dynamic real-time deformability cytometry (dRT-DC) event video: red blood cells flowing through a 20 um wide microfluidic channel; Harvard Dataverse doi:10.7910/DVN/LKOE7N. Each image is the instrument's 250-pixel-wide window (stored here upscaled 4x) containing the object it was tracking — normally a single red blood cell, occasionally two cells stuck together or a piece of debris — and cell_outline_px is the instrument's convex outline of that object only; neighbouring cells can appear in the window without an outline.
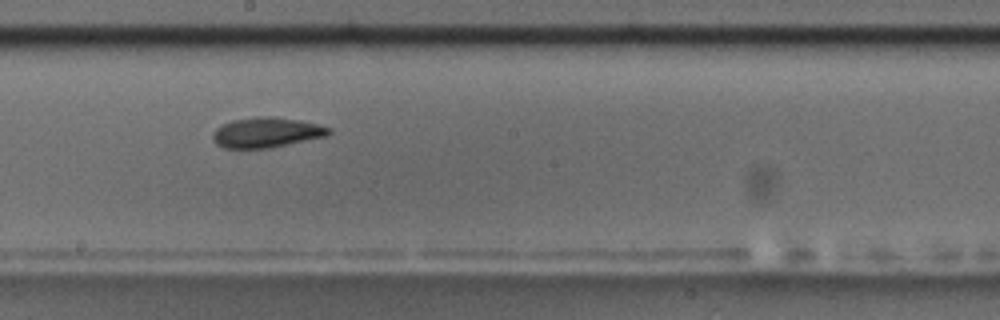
{"species": "common noctule bat (a hibernating species)", "species_latin": "Nyctalus noctula", "temperature_condition": "room temperature", "stored_images_in_passage": 10, "camera_frame_rate_fps": 3000, "um_per_image_px": 0.085, "animal": {"sex": "male", "body_mass_g": 17.5, "forearm_length_mm": 52.3}, "frame": {"image": 1, "passage_image": 9, "time_ms": 9.333, "image_size_px": [1000, 320], "cell_outline_px": [[332, 132], [324, 136], [272, 148], [224, 148], [216, 144], [212, 140], [212, 132], [220, 124], [232, 120], [256, 116], [268, 116], [300, 120], [332, 128]], "centroid_in_image_um": [22.59, 11.26], "position_along_channel_um": 225.6, "area_um2": 20.52}}
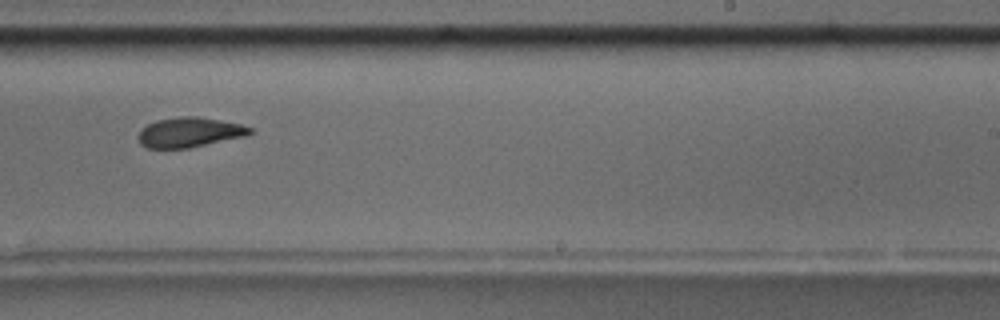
{"frame": {"image": 2, "passage_image": 10, "time_ms": 10.667, "image_size_px": [1000, 320], "cell_outline_px": [[252, 132], [248, 136], [188, 148], [148, 148], [140, 144], [136, 136], [148, 124], [156, 120], [180, 116], [196, 116], [240, 124], [252, 128]], "centroid_in_image_um": [16.1, 11.25], "position_along_channel_um": 272.9, "area_um2": 19.42}}